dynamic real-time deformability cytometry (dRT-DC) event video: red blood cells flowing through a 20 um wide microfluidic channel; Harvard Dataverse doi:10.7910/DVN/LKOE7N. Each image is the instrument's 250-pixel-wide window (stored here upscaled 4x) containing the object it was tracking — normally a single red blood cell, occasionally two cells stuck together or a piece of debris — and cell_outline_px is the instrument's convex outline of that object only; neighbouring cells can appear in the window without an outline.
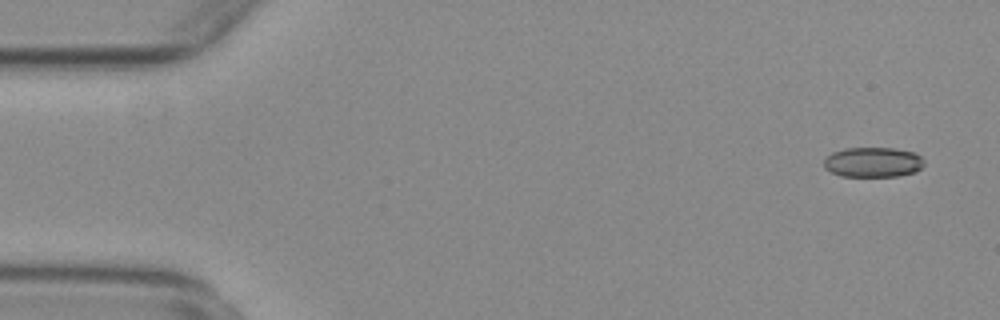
{"species": "common noctule bat (a hibernating species)", "species_latin": "Nyctalus noctula", "temperature_condition": "warm", "stored_images_in_passage": 55, "camera_frame_rate_fps": 3000, "um_per_image_px": 0.085, "animal": {"sex": "female", "body_mass_g": 29.2, "forearm_length_mm": 56.3}, "frame": {"image": 1, "passage_image": 3, "time_ms": 0.667, "image_size_px": [1000, 320], "cell_outline_px": [[924, 164], [920, 168], [912, 172], [896, 176], [840, 176], [824, 168], [824, 160], [832, 152], [844, 148], [892, 148], [912, 152], [920, 156], [924, 160]], "centroid_in_image_um": [74.17, 13.78], "position_along_channel_um": 10.8, "area_um2": 17.34}}
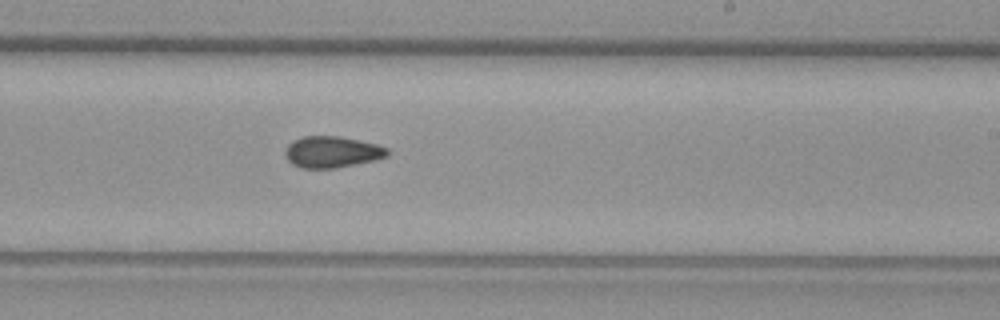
{"frame": {"image": 2, "passage_image": 33, "time_ms": 10.667, "image_size_px": [1000, 320], "cell_outline_px": [[388, 156], [376, 160], [336, 168], [300, 168], [292, 164], [284, 156], [284, 152], [288, 144], [292, 140], [304, 136], [340, 136], [376, 144], [388, 148]], "centroid_in_image_um": [28.2, 12.92], "position_along_channel_um": 260.8, "area_um2": 18.84}}
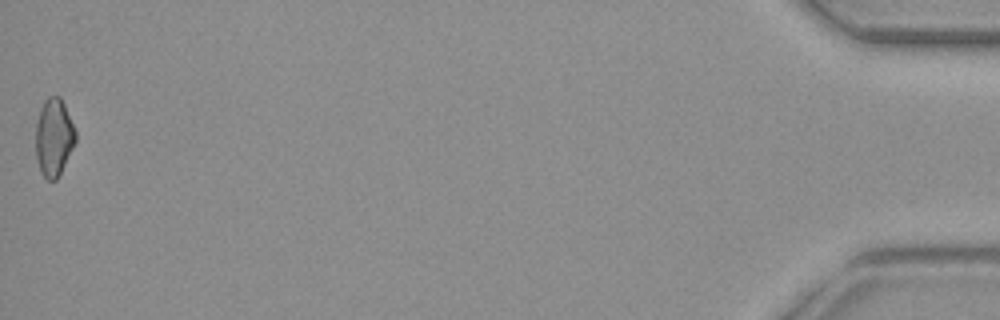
{"frame": {"image": 3, "passage_image": 55, "time_ms": 18.0, "image_size_px": [1000, 320], "cell_outline_px": [[76, 140], [56, 180], [48, 180], [40, 172], [36, 156], [36, 124], [40, 108], [44, 100], [48, 96], [60, 96], [64, 104], [76, 132]], "centroid_in_image_um": [4.56, 11.65], "position_along_channel_um": 430.6, "area_um2": 17.8}, "authors_computed_cell_mechanics": {"area_um2": 18.3226, "velocity_mm_per_s": 3.7651, "shape_relaxation_time_tau1_ms": null, "shape_relaxation_time_tau2_ms": 2.801, "deformation_change_tau1": null, "deformation_change_tau2": 0.0839}}